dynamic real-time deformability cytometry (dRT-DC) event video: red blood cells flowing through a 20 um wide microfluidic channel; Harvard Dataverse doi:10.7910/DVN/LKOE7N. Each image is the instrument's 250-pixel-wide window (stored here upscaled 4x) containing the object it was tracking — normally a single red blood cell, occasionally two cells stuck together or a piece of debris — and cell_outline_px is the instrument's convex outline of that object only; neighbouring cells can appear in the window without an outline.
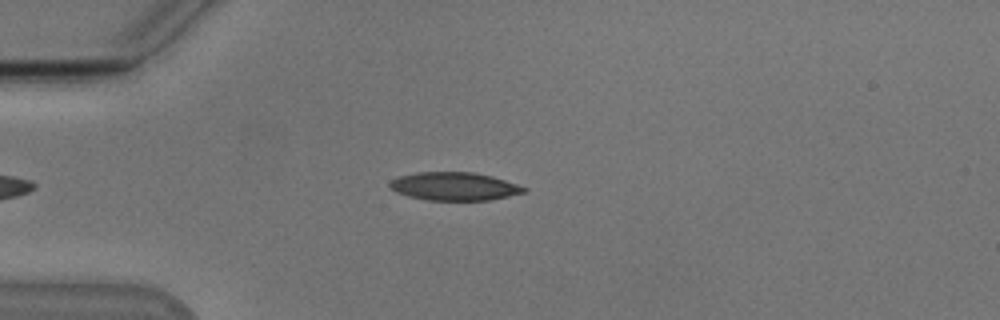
{"species": "Egyptian fruit bat (a non-hibernating species)", "species_latin": "Rousettus aegyptiacus", "temperature_condition": "cold", "stored_images_in_passage": 47, "camera_frame_rate_fps": 3000, "um_per_image_px": 0.085, "animal": {"sex": "male"}, "frame": {"image": 1, "passage_image": 12, "time_ms": 3.667, "image_size_px": [1000, 320], "cell_outline_px": [[528, 188], [524, 192], [508, 196], [488, 200], [424, 200], [408, 196], [396, 192], [388, 184], [392, 180], [400, 176], [416, 172], [472, 172], [492, 176]], "centroid_in_image_um": [38.59, 15.84], "position_along_channel_um": 46.4, "area_um2": 21.85}}
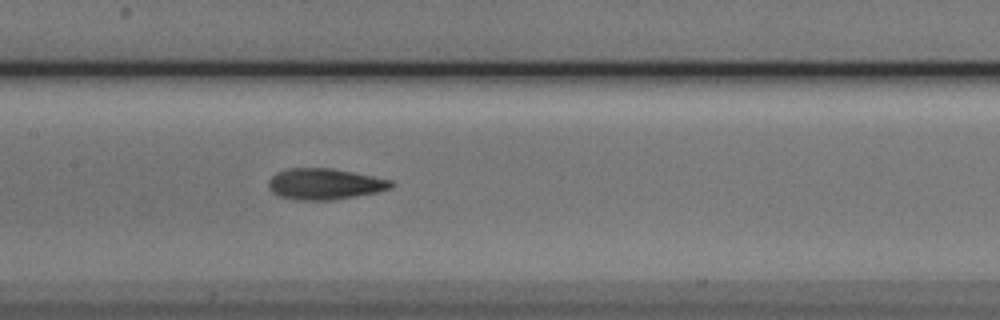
{"frame": {"image": 2, "passage_image": 24, "time_ms": 7.667, "image_size_px": [1000, 320], "cell_outline_px": [[396, 184], [392, 188], [376, 192], [356, 196], [332, 200], [296, 200], [280, 196], [272, 192], [268, 188], [268, 180], [272, 176], [288, 168], [332, 168], [392, 180]], "centroid_in_image_um": [27.61, 15.64], "position_along_channel_um": 179.8, "area_um2": 22.2}}
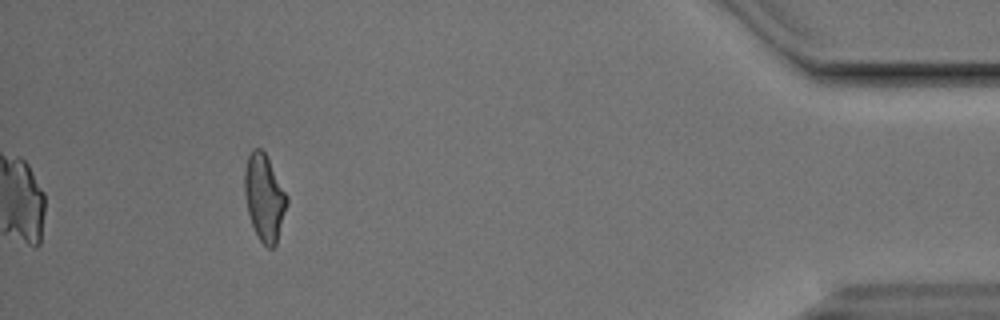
{"frame": {"image": 3, "passage_image": 47, "time_ms": 15.333, "image_size_px": [1000, 320], "cell_outline_px": [[288, 204], [276, 244], [272, 248], [268, 248], [260, 240], [252, 224], [248, 212], [244, 192], [244, 172], [248, 156], [252, 148], [260, 148], [264, 152], [288, 196]], "centroid_in_image_um": [22.47, 16.79], "position_along_channel_um": 412.7, "area_um2": 21.15}, "authors_computed_cell_mechanics": {"area_um2": 21.8484, "velocity_mm_per_s": 3.8286, "shape_relaxation_time_tau1_ms": 5.047, "shape_relaxation_time_tau2_ms": 2.8823, "deformation_change_tau1": 0.1605, "deformation_change_tau2": 0.1028}}